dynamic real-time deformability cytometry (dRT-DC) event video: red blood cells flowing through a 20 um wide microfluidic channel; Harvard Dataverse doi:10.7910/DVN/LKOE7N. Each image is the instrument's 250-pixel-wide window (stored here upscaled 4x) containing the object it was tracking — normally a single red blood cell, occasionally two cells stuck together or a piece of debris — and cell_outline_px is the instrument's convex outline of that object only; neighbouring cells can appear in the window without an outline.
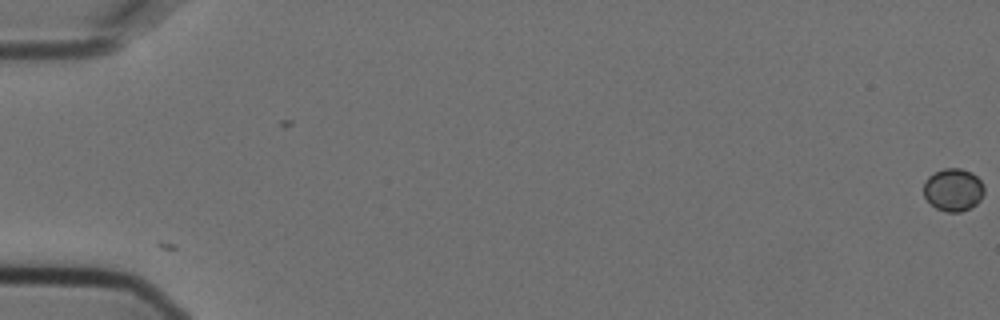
{"species": "Egyptian fruit bat (a non-hibernating species)", "species_latin": "Rousettus aegyptiacus", "temperature_condition": "cold", "stored_images_in_passage": 11, "camera_frame_rate_fps": 3000, "um_per_image_px": 0.085, "animal": {"sex": "female"}, "frame": {"image": 1, "passage_image": 1, "time_ms": 0.0, "image_size_px": [1000, 320], "cell_outline_px": [[984, 192], [980, 200], [976, 204], [960, 212], [948, 212], [936, 208], [924, 196], [924, 180], [928, 176], [944, 168], [960, 168], [972, 172], [980, 180], [984, 188]], "centroid_in_image_um": [81.02, 16.12], "position_along_channel_um": 4.0, "area_um2": 14.97}}